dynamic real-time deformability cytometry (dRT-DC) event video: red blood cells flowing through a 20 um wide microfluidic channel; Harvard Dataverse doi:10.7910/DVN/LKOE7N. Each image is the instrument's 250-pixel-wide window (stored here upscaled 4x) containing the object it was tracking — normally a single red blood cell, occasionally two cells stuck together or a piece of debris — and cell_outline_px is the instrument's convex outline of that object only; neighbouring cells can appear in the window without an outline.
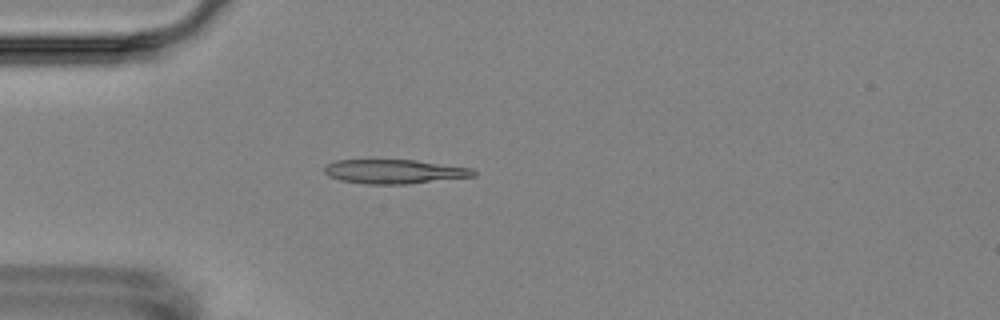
{"species": "Egyptian fruit bat (a non-hibernating species)", "species_latin": "Rousettus aegyptiacus", "temperature_condition": "room temperature", "stored_images_in_passage": 4, "camera_frame_rate_fps": 3000, "um_per_image_px": 0.085, "animal": {"sex": "female"}, "frame": {"image": 1, "passage_image": 4, "time_ms": 4.333, "image_size_px": [1000, 320], "cell_outline_px": [[476, 176], [408, 184], [364, 184], [340, 180], [328, 176], [324, 172], [324, 168], [328, 164], [336, 160], [416, 160], [472, 168], [476, 172]], "centroid_in_image_um": [33.53, 14.58], "position_along_channel_um": 51.5, "area_um2": 21.04}}